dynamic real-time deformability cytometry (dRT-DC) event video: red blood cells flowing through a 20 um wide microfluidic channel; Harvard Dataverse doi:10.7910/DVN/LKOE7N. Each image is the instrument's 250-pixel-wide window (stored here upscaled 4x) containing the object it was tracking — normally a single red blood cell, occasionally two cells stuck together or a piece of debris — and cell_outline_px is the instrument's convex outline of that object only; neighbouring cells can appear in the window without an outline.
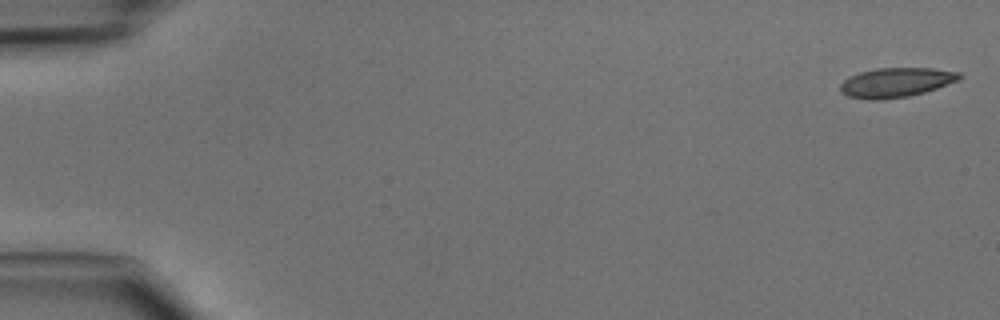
{"species": "common noctule bat (a hibernating species)", "species_latin": "Nyctalus noctula", "temperature_condition": "cold", "stored_images_in_passage": 11, "camera_frame_rate_fps": 3000, "um_per_image_px": 0.085, "animal": {"sex": "male", "body_mass_g": 15.6}, "frame": {"image": 1, "passage_image": 1, "time_ms": 0.0, "image_size_px": [1000, 320], "cell_outline_px": [[964, 76], [960, 80], [924, 92], [908, 96], [880, 100], [868, 100], [848, 96], [840, 92], [840, 84], [844, 80], [860, 72], [876, 68], [932, 68], [960, 72]], "centroid_in_image_um": [76.18, 7.01], "position_along_channel_um": 8.8, "area_um2": 20.52}}